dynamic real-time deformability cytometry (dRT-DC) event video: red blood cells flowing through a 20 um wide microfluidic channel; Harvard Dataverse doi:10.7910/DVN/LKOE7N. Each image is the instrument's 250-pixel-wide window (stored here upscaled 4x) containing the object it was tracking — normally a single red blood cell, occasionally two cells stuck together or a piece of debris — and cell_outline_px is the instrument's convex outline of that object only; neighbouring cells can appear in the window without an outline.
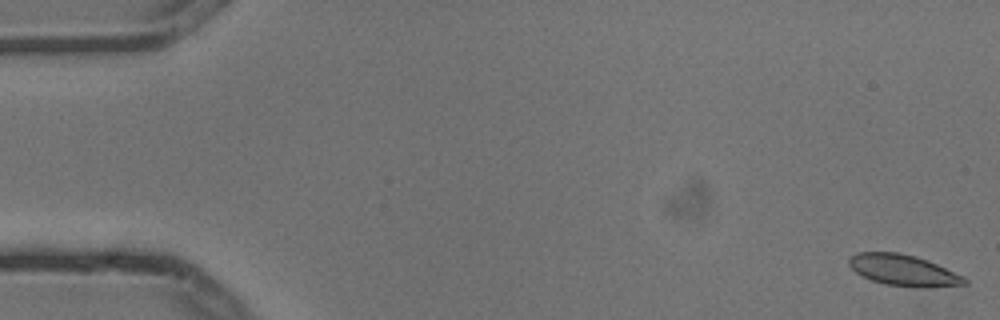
{"species": "common noctule bat (a hibernating species)", "species_latin": "Nyctalus noctula", "temperature_condition": "cold", "stored_images_in_passage": 6, "camera_frame_rate_fps": 3000, "um_per_image_px": 0.085, "animal": {"sex": "male", "body_mass_g": 13.3}, "frame": {"image": 1, "passage_image": 1, "time_ms": 0.0, "image_size_px": [1000, 320], "cell_outline_px": [[968, 284], [916, 288], [884, 284], [860, 276], [848, 264], [848, 260], [856, 252], [900, 252], [916, 256], [928, 260], [964, 276], [968, 280]], "centroid_in_image_um": [76.79, 22.97], "position_along_channel_um": 8.2, "area_um2": 21.15}}
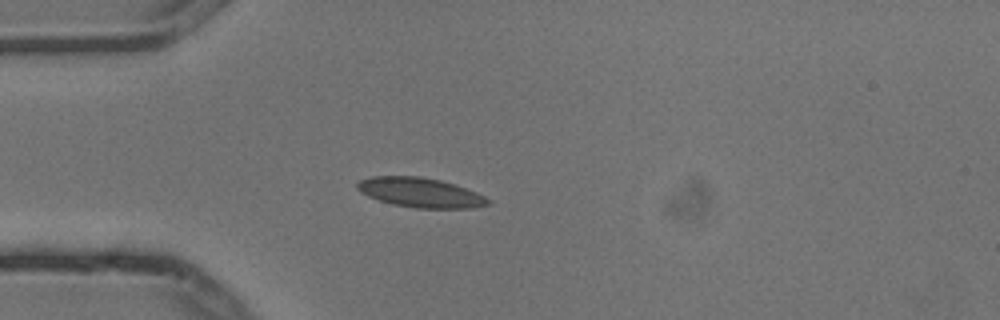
{"frame": {"image": 2, "passage_image": 5, "time_ms": 1.333, "image_size_px": [1000, 320], "cell_outline_px": [[492, 204], [472, 208], [416, 208], [392, 204], [368, 196], [360, 192], [356, 188], [356, 184], [360, 180], [372, 176], [420, 176], [440, 180], [476, 192], [492, 200]], "centroid_in_image_um": [35.73, 16.37], "position_along_channel_um": 49.3, "area_um2": 22.54}}